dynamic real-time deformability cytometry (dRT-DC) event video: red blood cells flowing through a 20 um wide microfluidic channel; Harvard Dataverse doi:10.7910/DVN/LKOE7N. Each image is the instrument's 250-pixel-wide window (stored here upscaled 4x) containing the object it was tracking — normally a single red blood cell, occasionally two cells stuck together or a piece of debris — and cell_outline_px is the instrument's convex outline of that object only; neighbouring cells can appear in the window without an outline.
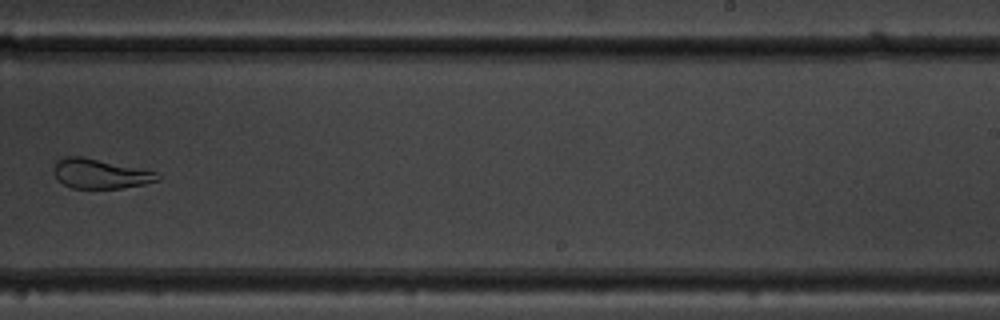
{"species": "common noctule bat (a hibernating species)", "species_latin": "Nyctalus noctula", "temperature_condition": "warm", "stored_images_in_passage": 10, "camera_frame_rate_fps": 3000, "um_per_image_px": 0.085, "animal": {"sex": "male", "body_mass_g": 19.5, "forearm_length_mm": 54.6}, "frame": {"image": 1, "passage_image": 10, "time_ms": 3.0, "image_size_px": [1000, 320], "cell_outline_px": [[160, 180], [144, 184], [120, 188], [72, 188], [56, 180], [52, 172], [52, 168], [56, 160], [64, 156], [80, 156], [156, 172], [160, 176]], "centroid_in_image_um": [8.43, 14.77], "position_along_channel_um": 280.6, "area_um2": 17.86}}